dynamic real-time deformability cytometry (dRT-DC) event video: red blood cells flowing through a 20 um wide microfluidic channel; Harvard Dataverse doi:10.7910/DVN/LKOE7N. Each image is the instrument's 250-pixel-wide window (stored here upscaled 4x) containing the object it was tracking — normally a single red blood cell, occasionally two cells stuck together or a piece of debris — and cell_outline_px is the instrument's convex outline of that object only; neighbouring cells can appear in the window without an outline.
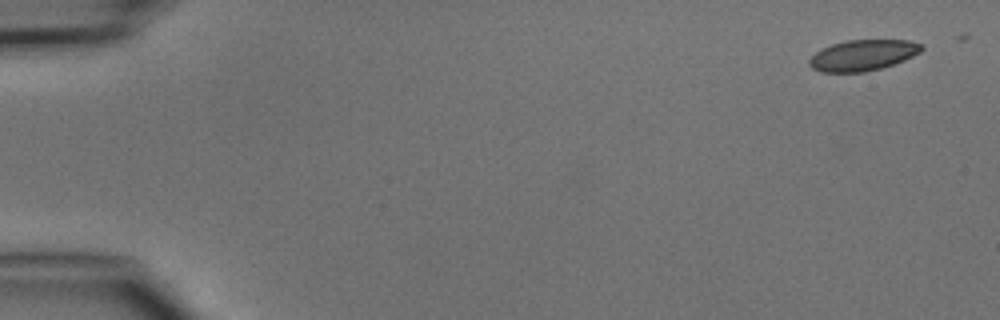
{"species": "common noctule bat (a hibernating species)", "species_latin": "Nyctalus noctula", "temperature_condition": "cold", "stored_images_in_passage": 7, "camera_frame_rate_fps": 3000, "um_per_image_px": 0.085, "animal": {"sex": "male", "body_mass_g": 15.6}, "frame": {"image": 1, "passage_image": 1, "time_ms": 0.0, "image_size_px": [1000, 320], "cell_outline_px": [[924, 48], [920, 52], [904, 60], [880, 68], [864, 72], [820, 72], [812, 68], [808, 64], [808, 60], [816, 52], [832, 44], [848, 40], [908, 40], [924, 44]], "centroid_in_image_um": [73.35, 4.69], "position_along_channel_um": 11.7, "area_um2": 20.11}}
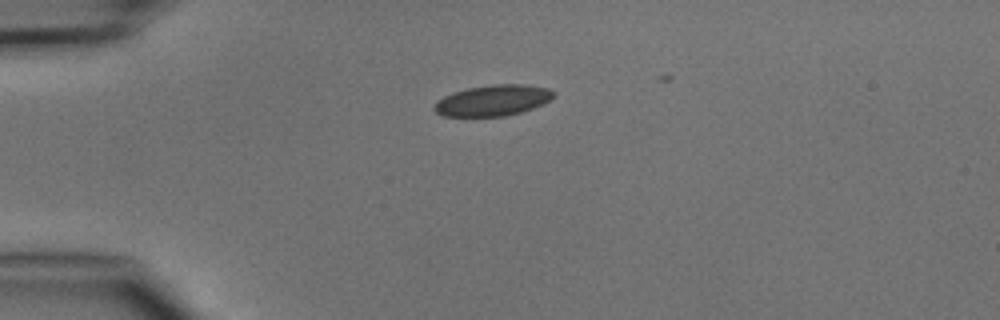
{"frame": {"image": 2, "passage_image": 4, "time_ms": 3.333, "image_size_px": [1000, 320], "cell_outline_px": [[556, 96], [532, 108], [520, 112], [504, 116], [444, 116], [436, 112], [432, 108], [436, 100], [452, 92], [468, 88], [492, 84], [524, 84], [548, 88], [556, 92]], "centroid_in_image_um": [41.87, 8.52], "position_along_channel_um": 43.1, "area_um2": 21.5}}